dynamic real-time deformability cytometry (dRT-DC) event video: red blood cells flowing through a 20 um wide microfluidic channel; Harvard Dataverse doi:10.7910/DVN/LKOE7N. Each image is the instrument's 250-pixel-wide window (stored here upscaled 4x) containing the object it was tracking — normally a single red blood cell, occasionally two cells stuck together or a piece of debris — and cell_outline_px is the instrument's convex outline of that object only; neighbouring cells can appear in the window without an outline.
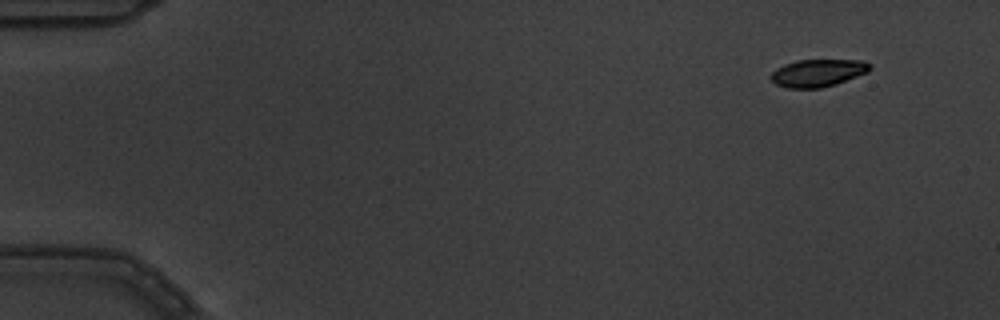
{"species": "common noctule bat (a hibernating species)", "species_latin": "Nyctalus noctula", "temperature_condition": "warm", "stored_images_in_passage": 6, "camera_frame_rate_fps": 3000, "um_per_image_px": 0.085, "animal": {"sex": "male", "body_mass_g": 19.5, "forearm_length_mm": 54.6}, "frame": {"image": 1, "passage_image": 1, "time_ms": 0.0, "image_size_px": [1000, 320], "cell_outline_px": [[872, 68], [868, 72], [836, 84], [820, 88], [788, 88], [776, 84], [772, 80], [772, 72], [776, 68], [784, 64], [796, 60], [864, 60], [872, 64]], "centroid_in_image_um": [69.55, 6.19], "position_along_channel_um": 15.4, "area_um2": 15.9}}
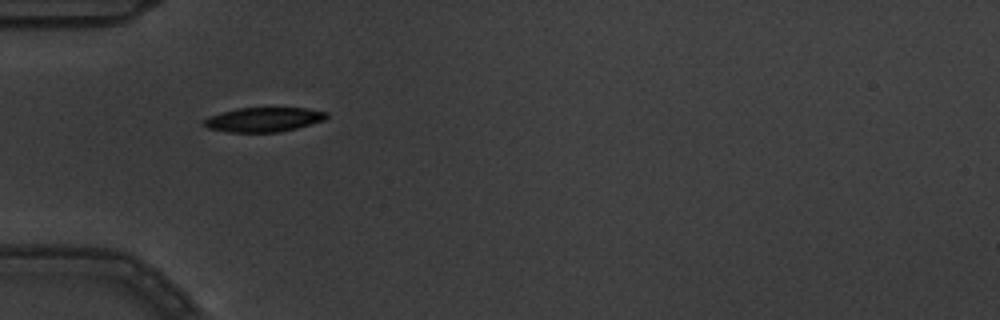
{"frame": {"image": 2, "passage_image": 5, "time_ms": 1.333, "image_size_px": [1000, 320], "cell_outline_px": [[328, 116], [324, 120], [296, 128], [280, 132], [228, 132], [208, 128], [200, 124], [204, 120], [220, 112], [240, 108], [304, 108], [328, 112]], "centroid_in_image_um": [22.4, 10.16], "position_along_channel_um": 62.6, "area_um2": 17.34}}